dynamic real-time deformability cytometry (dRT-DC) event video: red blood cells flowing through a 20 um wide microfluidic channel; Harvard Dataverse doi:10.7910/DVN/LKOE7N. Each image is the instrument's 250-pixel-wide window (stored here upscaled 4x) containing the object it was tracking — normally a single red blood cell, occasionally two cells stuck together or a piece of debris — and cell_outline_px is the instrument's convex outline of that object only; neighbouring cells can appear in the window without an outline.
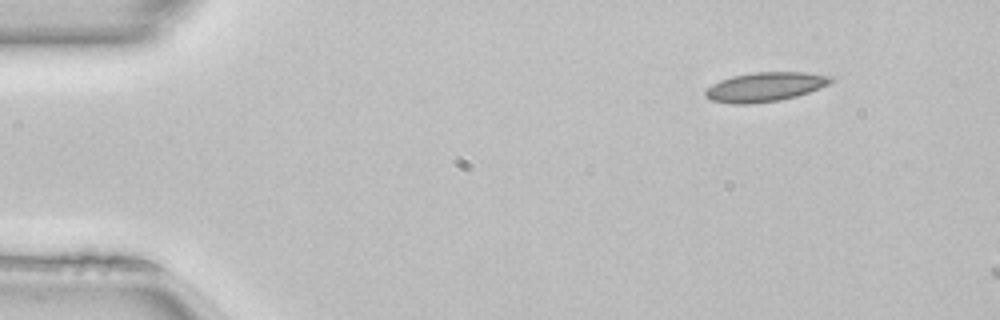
{"species": "common noctule bat (a hibernating species)", "species_latin": "Nyctalus noctula", "temperature_condition": "room temperature", "stored_images_in_passage": 3, "camera_frame_rate_fps": 3000, "um_per_image_px": 0.085, "animal": {"sex": "female", "body_mass_g": 22.7, "forearm_length_mm": 54.2}, "frame": {"image": 1, "passage_image": 1, "time_ms": 0.0, "image_size_px": [1000, 320], "cell_outline_px": [[836, 80], [828, 84], [808, 92], [796, 96], [780, 100], [752, 104], [732, 104], [712, 100], [704, 96], [704, 92], [712, 84], [720, 80], [732, 76], [752, 72], [804, 72], [832, 76]], "centroid_in_image_um": [65.02, 7.38], "position_along_channel_um": 20.0, "area_um2": 21.44}}